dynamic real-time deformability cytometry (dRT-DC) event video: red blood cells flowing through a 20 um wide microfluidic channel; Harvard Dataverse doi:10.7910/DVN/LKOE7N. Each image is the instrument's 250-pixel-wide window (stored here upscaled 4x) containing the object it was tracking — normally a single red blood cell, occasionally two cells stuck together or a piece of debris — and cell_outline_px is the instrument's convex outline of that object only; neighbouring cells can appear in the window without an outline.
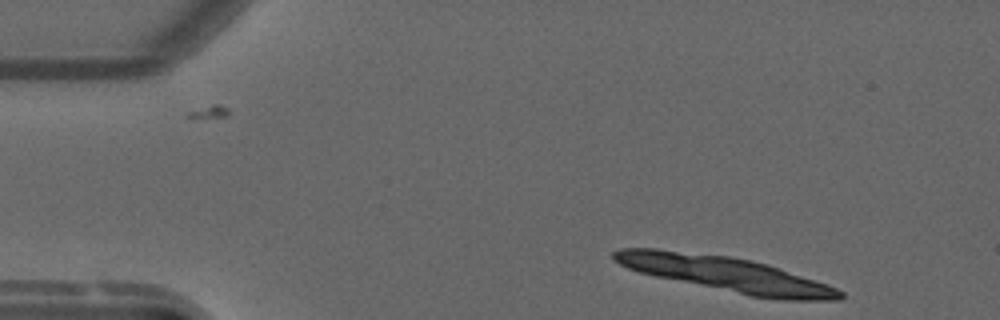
{"species": "common noctule bat (a hibernating species)", "species_latin": "Nyctalus noctula", "temperature_condition": "warm", "stored_images_in_passage": 9, "camera_frame_rate_fps": 3000, "um_per_image_px": 0.085, "animal": {"sex": "male", "forearm_length_mm": 52.5}, "frame": {"image": 1, "passage_image": 1, "time_ms": 0.0, "image_size_px": [1000, 320], "cell_outline_px": [[844, 296], [756, 296], [644, 272], [632, 268], [616, 260], [612, 256], [616, 252], [632, 248], [644, 248], [720, 256], [744, 260], [764, 264], [824, 284], [840, 292]], "centroid_in_image_um": [61.46, 23.21], "position_along_channel_um": 23.5, "area_um2": 40.11}}